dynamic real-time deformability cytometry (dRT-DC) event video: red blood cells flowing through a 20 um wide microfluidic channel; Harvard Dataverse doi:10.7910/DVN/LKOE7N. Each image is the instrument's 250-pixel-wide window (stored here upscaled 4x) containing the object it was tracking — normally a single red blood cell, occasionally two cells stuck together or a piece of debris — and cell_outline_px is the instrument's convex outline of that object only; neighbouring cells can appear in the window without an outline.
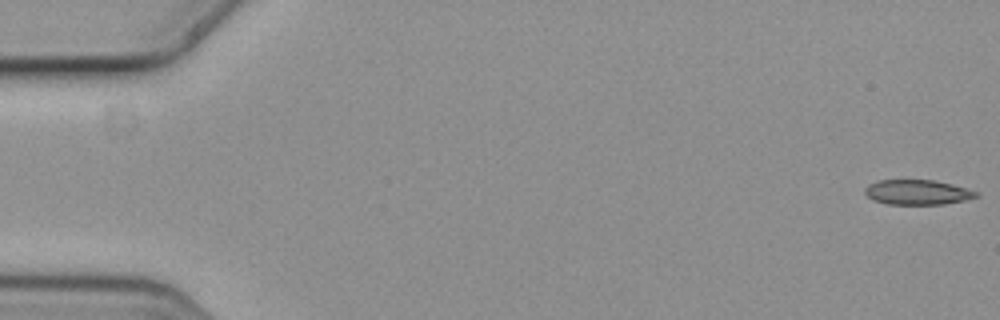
{"species": "common noctule bat (a hibernating species)", "species_latin": "Nyctalus noctula", "temperature_condition": "cold", "stored_images_in_passage": 11, "camera_frame_rate_fps": 3000, "um_per_image_px": 0.085, "animal": {"sex": "female", "body_mass_g": 19.3, "forearm_length_mm": 54.1}, "frame": {"image": 1, "passage_image": 1, "time_ms": 0.0, "image_size_px": [1000, 320], "cell_outline_px": [[980, 196], [964, 200], [944, 204], [888, 204], [872, 200], [864, 192], [864, 188], [868, 184], [876, 180], [932, 180], [964, 188], [976, 192]], "centroid_in_image_um": [77.9, 16.34], "position_along_channel_um": 7.1, "area_um2": 15.95}}
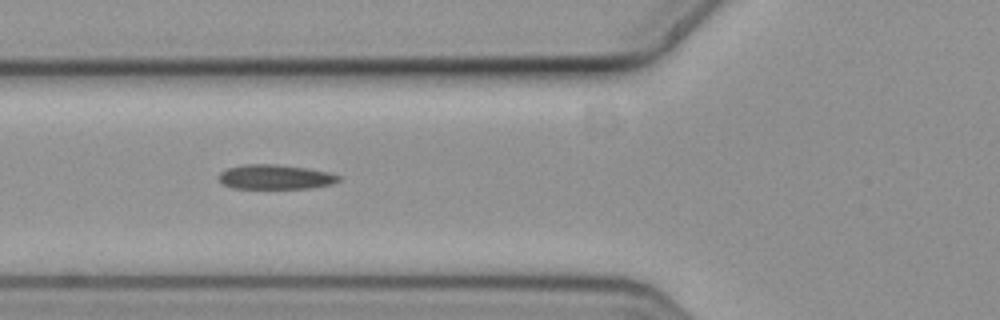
{"frame": {"image": 2, "passage_image": 6, "time_ms": 1.667, "image_size_px": [1000, 320], "cell_outline_px": [[340, 180], [332, 184], [312, 188], [232, 188], [224, 184], [220, 180], [220, 172], [228, 168], [244, 164], [276, 164], [308, 168], [328, 172], [340, 176]], "centroid_in_image_um": [23.43, 15.04], "position_along_channel_um": 102.4, "area_um2": 17.11}}
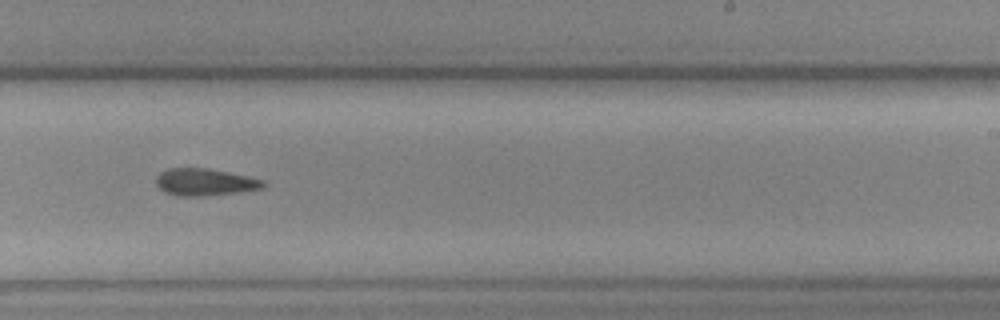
{"frame": {"image": 3, "passage_image": 10, "time_ms": 3.0, "image_size_px": [1000, 320], "cell_outline_px": [[268, 184], [264, 188], [240, 192], [200, 196], [176, 196], [164, 192], [156, 184], [156, 176], [160, 172], [168, 168], [208, 168], [248, 176], [264, 180]], "centroid_in_image_um": [17.43, 15.48], "position_along_channel_um": 271.6, "area_um2": 17.11}}